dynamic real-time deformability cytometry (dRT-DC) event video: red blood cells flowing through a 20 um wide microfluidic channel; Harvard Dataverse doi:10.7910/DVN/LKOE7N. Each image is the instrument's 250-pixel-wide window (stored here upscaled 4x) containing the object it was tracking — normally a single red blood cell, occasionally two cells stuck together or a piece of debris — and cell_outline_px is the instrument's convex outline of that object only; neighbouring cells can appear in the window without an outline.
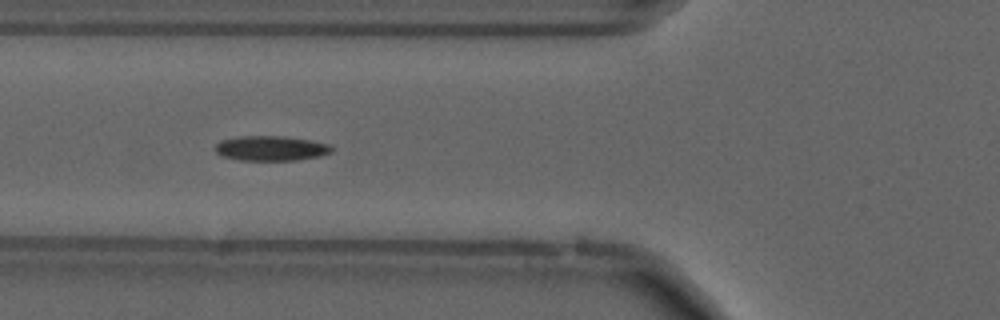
{"species": "common noctule bat (a hibernating species)", "species_latin": "Nyctalus noctula", "temperature_condition": "cold", "stored_images_in_passage": 52, "camera_frame_rate_fps": 3000, "um_per_image_px": 0.085, "animal": {"sex": "male", "forearm_length_mm": 52.5}, "frame": {"image": 1, "passage_image": 16, "time_ms": 5.0, "image_size_px": [1000, 320], "cell_outline_px": [[332, 152], [320, 156], [296, 160], [240, 160], [224, 156], [216, 152], [216, 144], [220, 140], [236, 136], [284, 136], [312, 140], [332, 144]], "centroid_in_image_um": [23.07, 12.59], "position_along_channel_um": 102.7, "area_um2": 16.99}}